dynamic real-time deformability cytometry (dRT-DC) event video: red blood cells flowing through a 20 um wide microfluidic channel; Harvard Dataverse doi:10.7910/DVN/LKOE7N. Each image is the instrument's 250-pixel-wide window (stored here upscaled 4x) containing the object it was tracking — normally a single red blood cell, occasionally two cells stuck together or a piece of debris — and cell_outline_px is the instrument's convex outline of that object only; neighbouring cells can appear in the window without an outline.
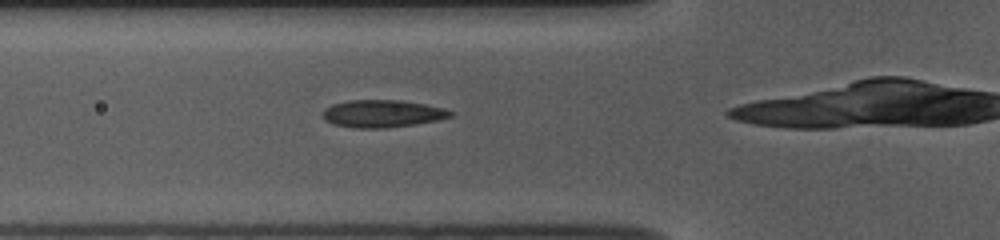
{"species": "common noctule bat (a hibernating species)", "species_latin": "Nyctalus noctula", "temperature_condition": "room temperature", "stored_images_in_passage": 38, "camera_frame_rate_fps": 3000, "um_per_image_px": 0.085, "animal": {"sex": "female", "body_mass_g": 10.0, "forearm_length_mm": 53.1}, "frame": {"image": 1, "passage_image": 13, "time_ms": 4.0, "image_size_px": [1000, 240], "cell_outline_px": [[456, 112], [452, 116], [436, 120], [412, 124], [384, 128], [356, 128], [332, 124], [324, 120], [320, 116], [324, 108], [332, 104], [348, 100], [400, 100], [424, 104], [444, 108]], "centroid_in_image_um": [32.44, 9.65], "position_along_channel_um": 93.4, "area_um2": 20.52}}
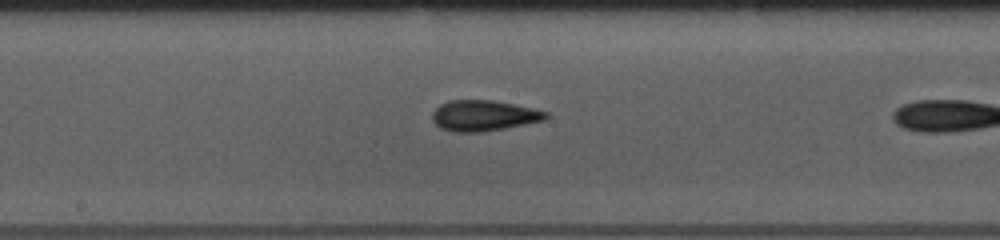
{"frame": {"image": 2, "passage_image": 22, "time_ms": 7.0, "image_size_px": [1000, 240], "cell_outline_px": [[548, 116], [544, 120], [504, 128], [480, 132], [456, 132], [440, 128], [432, 120], [432, 112], [440, 104], [448, 100], [492, 100], [532, 108], [548, 112]], "centroid_in_image_um": [41.08, 9.82], "position_along_channel_um": 207.1, "area_um2": 20.17}}
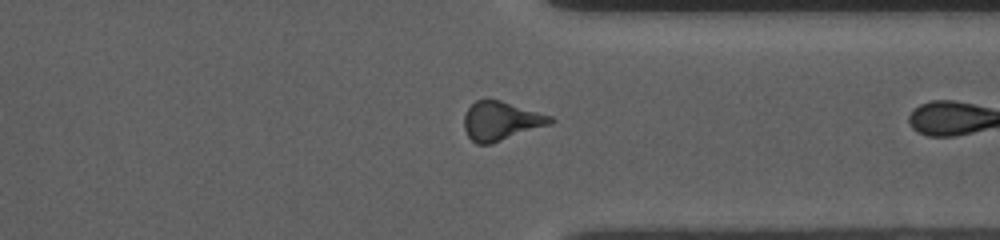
{"frame": {"image": 3, "passage_image": 35, "time_ms": 11.333, "image_size_px": [1000, 240], "cell_outline_px": [[556, 120], [552, 124], [492, 144], [476, 144], [468, 136], [464, 128], [464, 116], [468, 108], [476, 100], [500, 100], [552, 116]], "centroid_in_image_um": [42.61, 10.3], "position_along_channel_um": 368.8, "area_um2": 19.59}}